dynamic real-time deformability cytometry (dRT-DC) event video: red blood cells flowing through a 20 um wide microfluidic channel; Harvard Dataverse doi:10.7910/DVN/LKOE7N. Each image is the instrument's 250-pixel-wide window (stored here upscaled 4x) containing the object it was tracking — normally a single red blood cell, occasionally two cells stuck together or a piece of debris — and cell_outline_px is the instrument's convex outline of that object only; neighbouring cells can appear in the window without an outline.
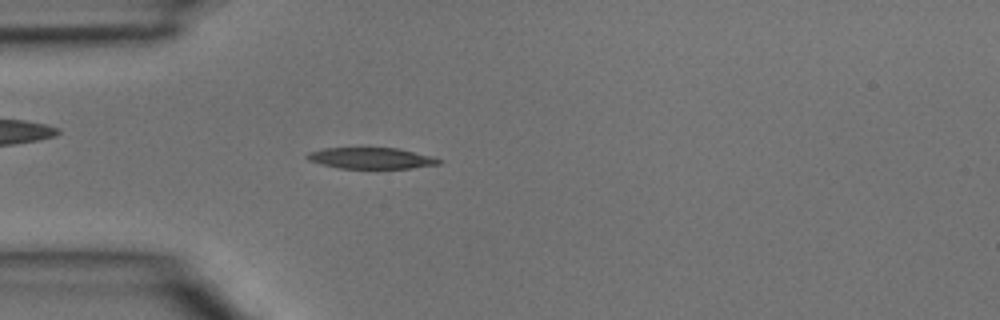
{"species": "common noctule bat (a hibernating species)", "species_latin": "Nyctalus noctula", "temperature_condition": "room temperature", "stored_images_in_passage": 4, "camera_frame_rate_fps": 3000, "um_per_image_px": 0.085, "animal": {"sex": "male", "body_mass_g": 15.6}, "frame": {"image": 1, "passage_image": 4, "time_ms": 1.0, "image_size_px": [1000, 320], "cell_outline_px": [[444, 160], [440, 164], [412, 168], [340, 168], [320, 164], [308, 160], [304, 156], [308, 152], [324, 148], [396, 148], [432, 156]], "centroid_in_image_um": [31.54, 13.45], "position_along_channel_um": 53.5, "area_um2": 16.24}}